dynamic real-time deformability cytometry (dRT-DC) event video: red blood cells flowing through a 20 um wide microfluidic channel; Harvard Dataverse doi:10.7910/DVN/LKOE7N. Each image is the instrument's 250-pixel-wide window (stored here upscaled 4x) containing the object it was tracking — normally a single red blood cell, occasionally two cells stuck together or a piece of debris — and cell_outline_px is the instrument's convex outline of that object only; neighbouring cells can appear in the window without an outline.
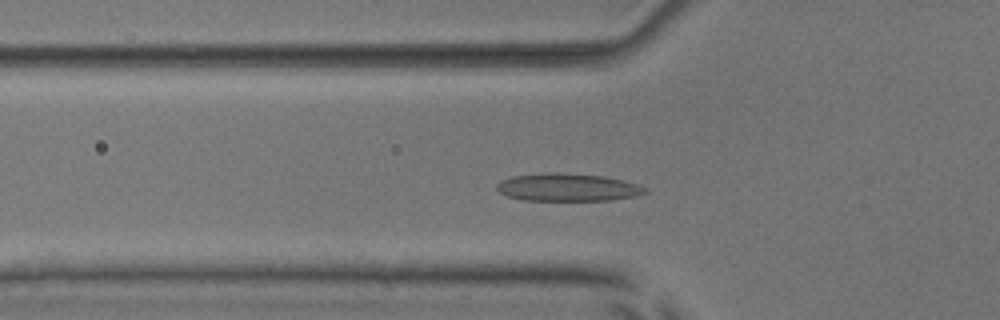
{"species": "common noctule bat (a hibernating species)", "species_latin": "Nyctalus noctula", "temperature_condition": "room temperature", "stored_images_in_passage": 49, "camera_frame_rate_fps": 3000, "um_per_image_px": 0.085, "animal": {"sex": "male", "body_mass_g": 17.9, "forearm_length_mm": 54.2}, "frame": {"image": 1, "passage_image": 14, "time_ms": 4.333, "image_size_px": [1000, 320], "cell_outline_px": [[648, 192], [636, 196], [608, 200], [524, 200], [508, 196], [500, 192], [496, 188], [496, 184], [500, 180], [512, 176], [544, 172], [556, 172], [604, 176], [624, 180], [648, 188]], "centroid_in_image_um": [48.25, 15.91], "position_along_channel_um": 77.6, "area_um2": 24.04}}
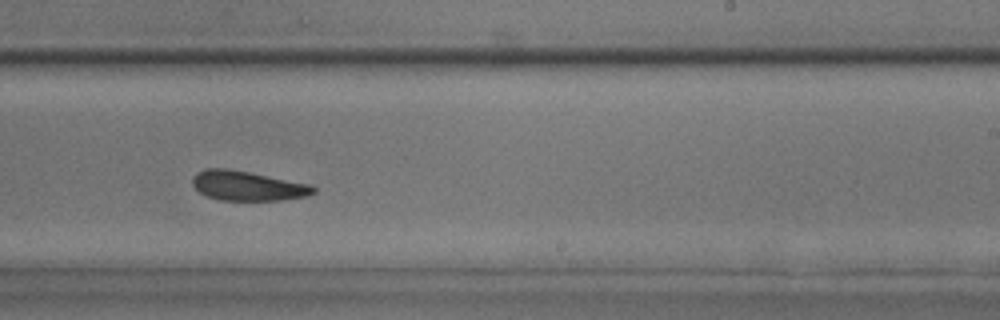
{"frame": {"image": 2, "passage_image": 29, "time_ms": 9.333, "image_size_px": [1000, 320], "cell_outline_px": [[316, 192], [308, 196], [284, 200], [220, 200], [208, 196], [200, 192], [192, 184], [192, 176], [196, 172], [204, 168], [228, 168], [312, 184], [316, 188]], "centroid_in_image_um": [21.06, 15.79], "position_along_channel_um": 267.9, "area_um2": 21.1}}
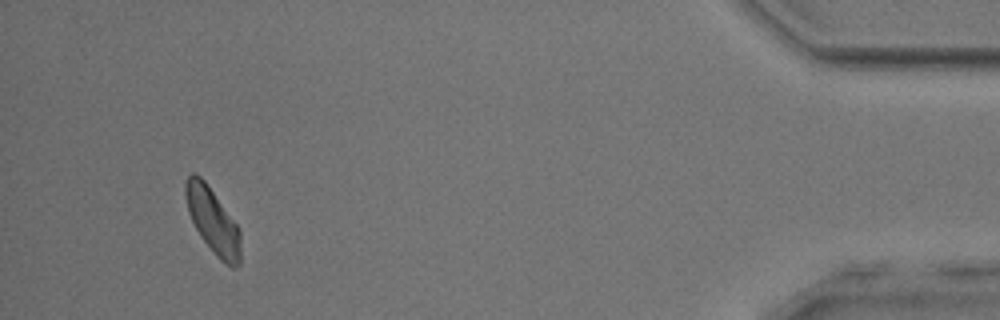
{"frame": {"image": 3, "passage_image": 46, "time_ms": 15.0, "image_size_px": [1000, 320], "cell_outline_px": [[240, 264], [232, 268], [220, 260], [216, 256], [200, 236], [188, 212], [184, 196], [184, 184], [188, 176], [192, 172], [196, 172], [204, 180], [240, 228]], "centroid_in_image_um": [18.07, 18.75], "position_along_channel_um": 417.1, "area_um2": 21.04}, "authors_computed_cell_mechanics": {"area_um2": 21.6172, "velocity_mm_per_s": 3.8182, "shape_relaxation_time_tau1_ms": 4.1051, "shape_relaxation_time_tau2_ms": 3.0446, "deformation_change_tau1": 0.0968, "deformation_change_tau2": 0.0939}}